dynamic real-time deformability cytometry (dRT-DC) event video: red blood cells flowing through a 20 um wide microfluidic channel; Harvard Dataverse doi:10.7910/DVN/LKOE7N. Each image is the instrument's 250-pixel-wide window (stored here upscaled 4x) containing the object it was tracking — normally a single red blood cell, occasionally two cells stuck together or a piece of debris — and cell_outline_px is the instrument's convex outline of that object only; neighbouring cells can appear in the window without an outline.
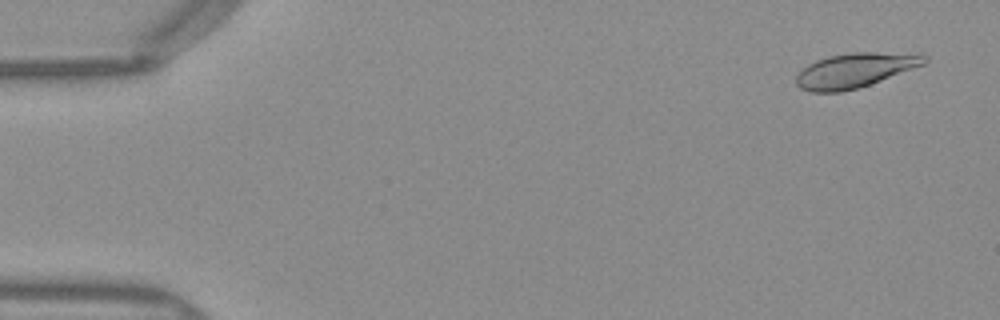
{"species": "Egyptian fruit bat (a non-hibernating species)", "species_latin": "Rousettus aegyptiacus", "temperature_condition": "warm", "stored_images_in_passage": 15, "camera_frame_rate_fps": 3000, "um_per_image_px": 0.085, "frame": {"image": 1, "passage_image": 3, "time_ms": 0.667, "image_size_px": [1000, 320], "cell_outline_px": [[928, 60], [924, 64], [880, 80], [856, 88], [840, 92], [808, 92], [800, 88], [796, 84], [796, 76], [808, 64], [816, 60], [828, 56], [852, 52], [920, 52], [928, 56]], "centroid_in_image_um": [72.7, 5.95], "position_along_channel_um": 12.3, "area_um2": 25.89}}
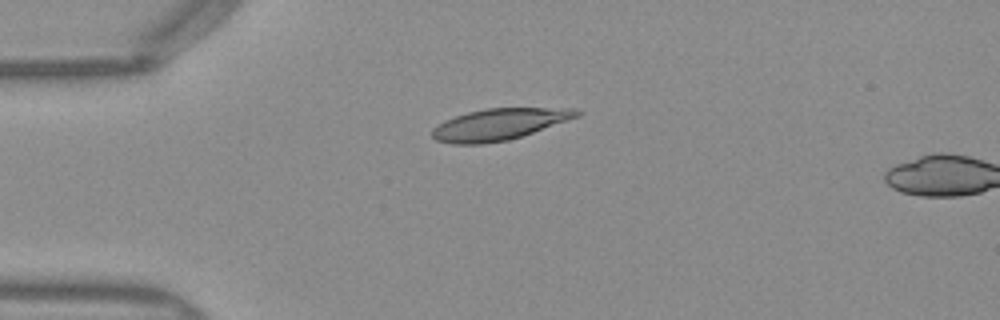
{"frame": {"image": 2, "passage_image": 13, "time_ms": 4.0, "image_size_px": [1000, 320], "cell_outline_px": [[584, 112], [580, 116], [508, 140], [480, 144], [452, 144], [436, 140], [432, 136], [432, 128], [444, 120], [468, 112], [488, 108], [576, 108]], "centroid_in_image_um": [42.43, 10.56], "position_along_channel_um": 42.6, "area_um2": 26.36}}